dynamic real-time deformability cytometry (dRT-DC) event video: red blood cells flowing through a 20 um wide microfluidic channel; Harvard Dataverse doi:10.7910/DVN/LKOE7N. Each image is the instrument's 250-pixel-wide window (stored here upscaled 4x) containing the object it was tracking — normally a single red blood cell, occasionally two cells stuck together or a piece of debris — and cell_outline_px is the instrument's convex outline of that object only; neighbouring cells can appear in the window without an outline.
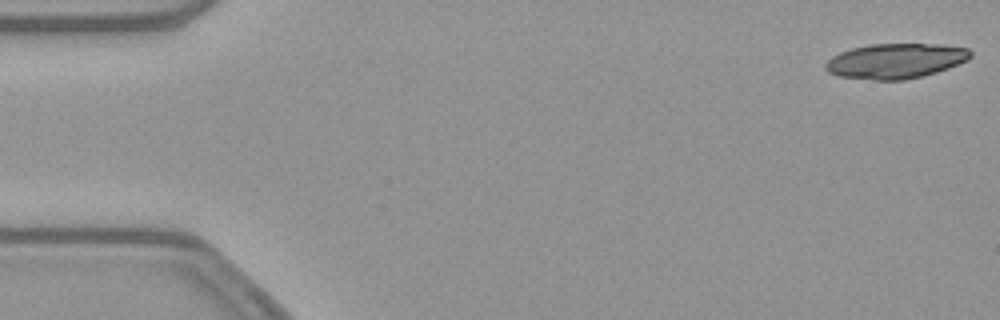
{"species": "common noctule bat (a hibernating species)", "species_latin": "Nyctalus noctula", "temperature_condition": "warm", "stored_images_in_passage": 52, "camera_frame_rate_fps": 3000, "um_per_image_px": 0.085, "animal": {"sex": "female", "body_mass_g": 21.9}, "frame": {"image": 1, "passage_image": 1, "time_ms": 0.0, "image_size_px": [1000, 320], "cell_outline_px": [[972, 56], [968, 60], [948, 68], [936, 72], [904, 80], [872, 80], [840, 76], [828, 72], [824, 68], [824, 64], [832, 56], [840, 52], [852, 48], [868, 44], [940, 44], [968, 48], [972, 52]], "centroid_in_image_um": [76.12, 5.17], "position_along_channel_um": 8.9, "area_um2": 29.65}}
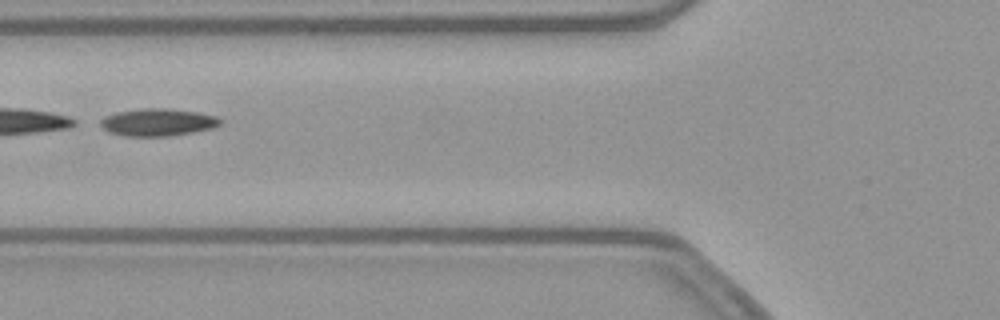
{"frame": {"image": 2, "passage_image": 20, "time_ms": 6.333, "image_size_px": [1000, 320], "cell_outline_px": [[224, 120], [220, 124], [212, 128], [192, 132], [168, 136], [124, 136], [108, 132], [100, 124], [100, 120], [104, 116], [116, 112], [144, 108], [168, 108], [196, 112], [216, 116]], "centroid_in_image_um": [13.4, 10.39], "position_along_channel_um": 112.4, "area_um2": 19.13}}
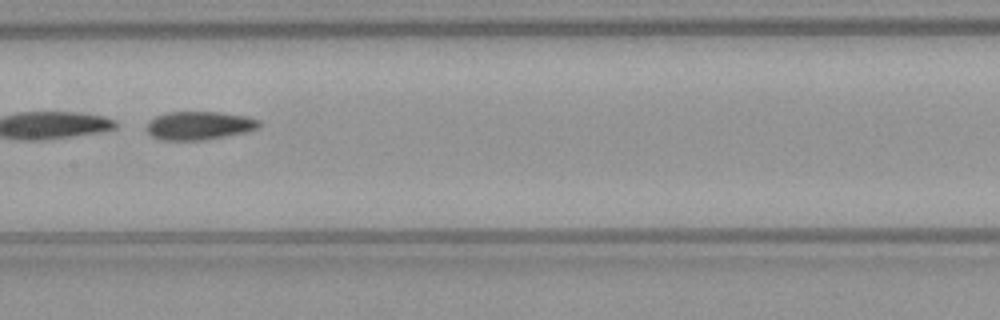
{"frame": {"image": 3, "passage_image": 26, "time_ms": 8.333, "image_size_px": [1000, 320], "cell_outline_px": [[260, 124], [256, 128], [244, 132], [204, 140], [160, 140], [152, 136], [144, 128], [148, 120], [156, 116], [168, 112], [220, 112], [244, 116], [260, 120]], "centroid_in_image_um": [16.85, 10.67], "position_along_channel_um": 190.6, "area_um2": 18.55}}